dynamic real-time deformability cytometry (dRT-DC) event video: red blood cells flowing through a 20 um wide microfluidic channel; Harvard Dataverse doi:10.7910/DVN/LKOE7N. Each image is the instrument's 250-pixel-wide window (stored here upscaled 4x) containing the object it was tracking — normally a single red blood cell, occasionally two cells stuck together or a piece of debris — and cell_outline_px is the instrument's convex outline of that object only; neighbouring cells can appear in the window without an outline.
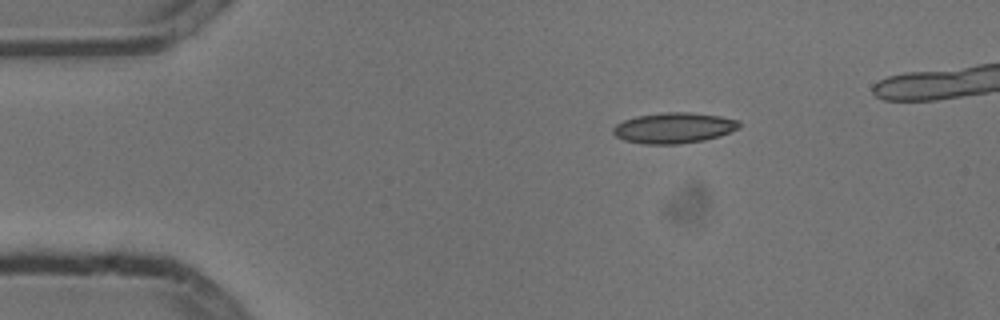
{"species": "common noctule bat (a hibernating species)", "species_latin": "Nyctalus noctula", "temperature_condition": "cold", "stored_images_in_passage": 4, "camera_frame_rate_fps": 3000, "um_per_image_px": 0.085, "animal": {"sex": "male", "body_mass_g": 13.3}, "frame": {"image": 1, "passage_image": 1, "time_ms": 0.0, "image_size_px": [1000, 320], "cell_outline_px": [[740, 128], [720, 136], [704, 140], [680, 144], [644, 144], [624, 140], [616, 136], [612, 132], [612, 128], [616, 124], [624, 120], [636, 116], [664, 112], [692, 112], [720, 116], [740, 120]], "centroid_in_image_um": [57.29, 10.87], "position_along_channel_um": 27.7, "area_um2": 22.72}}
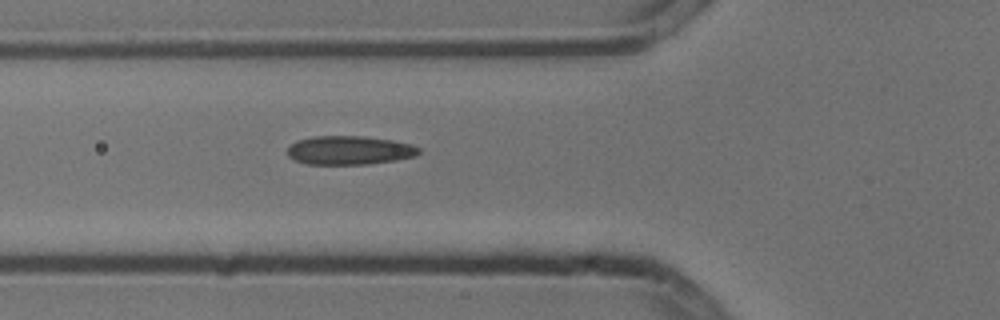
{"frame": {"image": 2, "passage_image": 4, "time_ms": 1.0, "image_size_px": [1000, 320], "cell_outline_px": [[420, 152], [416, 156], [396, 160], [368, 164], [308, 164], [296, 160], [288, 156], [288, 148], [296, 140], [316, 136], [364, 136], [392, 140], [412, 144], [420, 148]], "centroid_in_image_um": [29.73, 12.77], "position_along_channel_um": 96.1, "area_um2": 22.02}}